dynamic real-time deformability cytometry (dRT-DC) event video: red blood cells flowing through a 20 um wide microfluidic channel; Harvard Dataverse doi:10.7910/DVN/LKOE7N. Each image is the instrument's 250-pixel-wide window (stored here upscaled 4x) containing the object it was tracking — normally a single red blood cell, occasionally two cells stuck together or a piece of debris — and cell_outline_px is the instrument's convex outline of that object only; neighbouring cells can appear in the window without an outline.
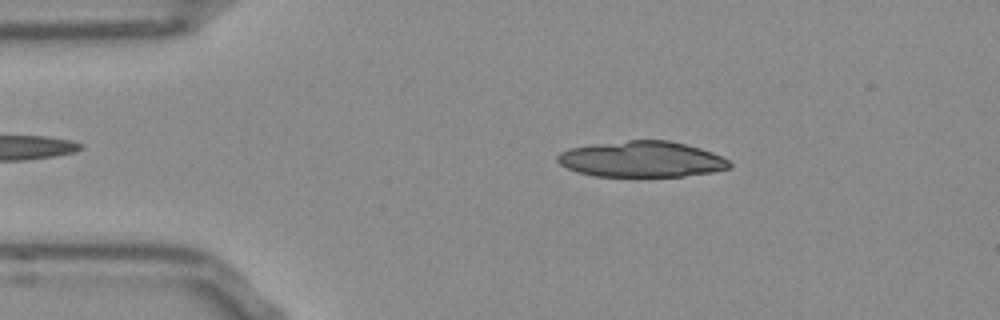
{"species": "Egyptian fruit bat (a non-hibernating species)", "species_latin": "Rousettus aegyptiacus", "temperature_condition": "room temperature", "stored_images_in_passage": 51, "camera_frame_rate_fps": 3000, "um_per_image_px": 0.085, "frame": {"image": 1, "passage_image": 8, "time_ms": 2.333, "image_size_px": [1000, 320], "cell_outline_px": [[732, 168], [712, 172], [684, 176], [592, 176], [576, 172], [560, 164], [556, 160], [556, 156], [560, 152], [568, 148], [596, 144], [628, 140], [668, 140], [700, 148], [712, 152], [728, 160], [732, 164]], "centroid_in_image_um": [54.53, 13.54], "position_along_channel_um": 30.5, "area_um2": 36.01}}